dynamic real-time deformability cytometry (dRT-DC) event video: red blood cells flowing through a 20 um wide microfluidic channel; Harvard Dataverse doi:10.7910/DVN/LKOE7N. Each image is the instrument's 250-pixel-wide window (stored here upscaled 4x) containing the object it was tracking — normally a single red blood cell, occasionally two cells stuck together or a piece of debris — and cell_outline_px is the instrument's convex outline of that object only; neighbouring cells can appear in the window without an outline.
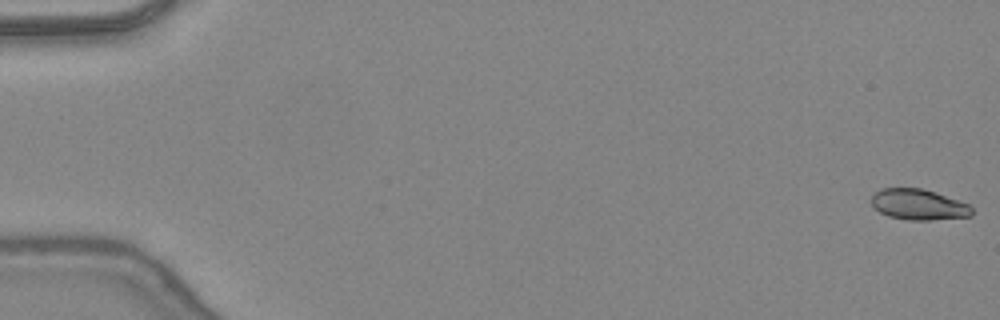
{"species": "common noctule bat (a hibernating species)", "species_latin": "Nyctalus noctula", "temperature_condition": "warm", "stored_images_in_passage": 13, "camera_frame_rate_fps": 3000, "um_per_image_px": 0.085, "animal": {"sex": "female", "body_mass_g": 24.6, "forearm_length_mm": 56.2}, "frame": {"image": 1, "passage_image": 1, "time_ms": 0.0, "image_size_px": [1000, 320], "cell_outline_px": [[972, 216], [932, 220], [908, 220], [888, 216], [872, 208], [872, 196], [880, 188], [920, 188], [968, 204], [972, 208]], "centroid_in_image_um": [78.03, 17.4], "position_along_channel_um": 7.0, "area_um2": 17.8}}
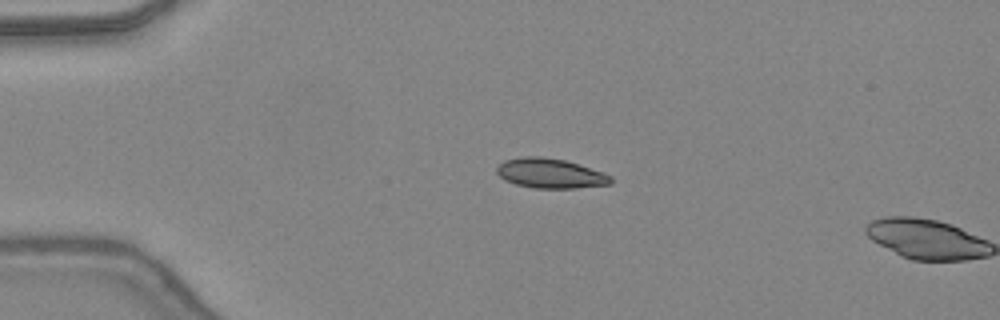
{"frame": {"image": 2, "passage_image": 12, "time_ms": 3.667, "image_size_px": [1000, 320], "cell_outline_px": [[612, 184], [576, 188], [532, 188], [516, 184], [504, 180], [496, 172], [496, 168], [504, 160], [524, 156], [540, 156], [564, 160], [604, 172], [612, 176]], "centroid_in_image_um": [46.78, 14.74], "position_along_channel_um": 38.2, "area_um2": 19.83}}